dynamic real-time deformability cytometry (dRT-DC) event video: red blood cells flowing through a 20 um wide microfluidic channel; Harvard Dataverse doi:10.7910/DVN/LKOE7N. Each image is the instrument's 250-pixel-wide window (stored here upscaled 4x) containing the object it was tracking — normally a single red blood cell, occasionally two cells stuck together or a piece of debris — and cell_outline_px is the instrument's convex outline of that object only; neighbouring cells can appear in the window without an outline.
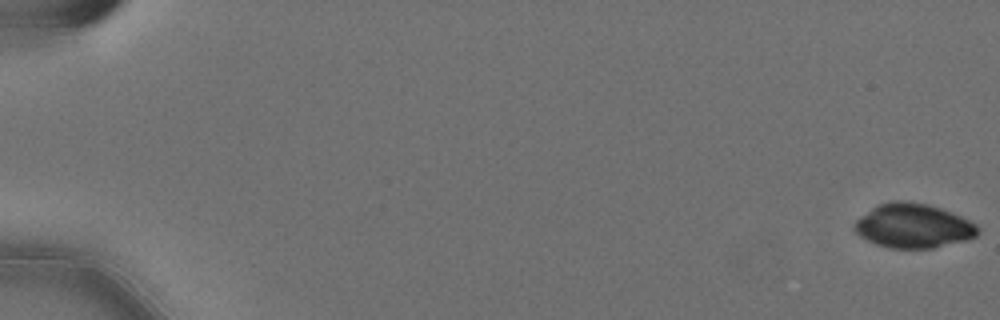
{"species": "Egyptian fruit bat (a non-hibernating species)", "species_latin": "Rousettus aegyptiacus", "temperature_condition": "cold", "stored_images_in_passage": 58, "camera_frame_rate_fps": 3000, "um_per_image_px": 0.085, "animal": {"sex": "female"}, "frame": {"image": 1, "passage_image": 1, "time_ms": 0.0, "image_size_px": [1000, 320], "cell_outline_px": [[980, 232], [976, 236], [968, 240], [932, 248], [888, 248], [876, 244], [860, 236], [852, 228], [856, 220], [860, 216], [872, 208], [880, 204], [892, 200], [908, 200], [928, 204], [952, 212], [976, 224], [980, 228]], "centroid_in_image_um": [77.64, 19.19], "position_along_channel_um": 7.4, "area_um2": 32.02}}
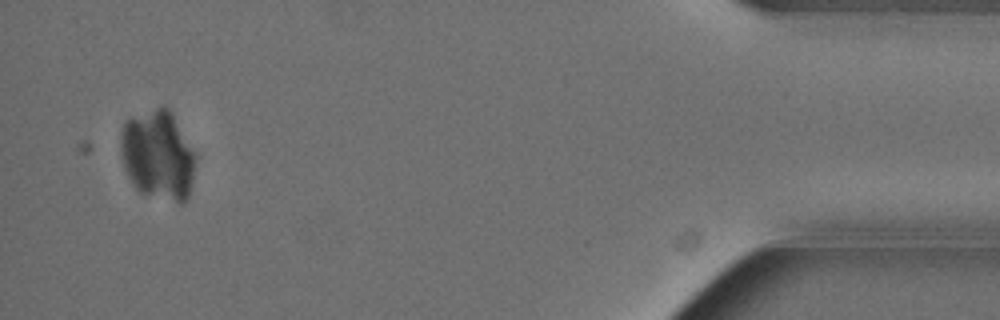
{"frame": {"image": 2, "passage_image": 56, "time_ms": 18.333, "image_size_px": [1000, 320], "cell_outline_px": [[196, 156], [192, 180], [188, 200], [184, 204], [180, 204], [140, 192], [132, 184], [128, 176], [120, 156], [120, 132], [124, 120], [132, 116], [160, 104], [168, 108], [172, 112]], "centroid_in_image_um": [13.4, 13.16], "position_along_channel_um": 421.8, "area_um2": 39.71}}